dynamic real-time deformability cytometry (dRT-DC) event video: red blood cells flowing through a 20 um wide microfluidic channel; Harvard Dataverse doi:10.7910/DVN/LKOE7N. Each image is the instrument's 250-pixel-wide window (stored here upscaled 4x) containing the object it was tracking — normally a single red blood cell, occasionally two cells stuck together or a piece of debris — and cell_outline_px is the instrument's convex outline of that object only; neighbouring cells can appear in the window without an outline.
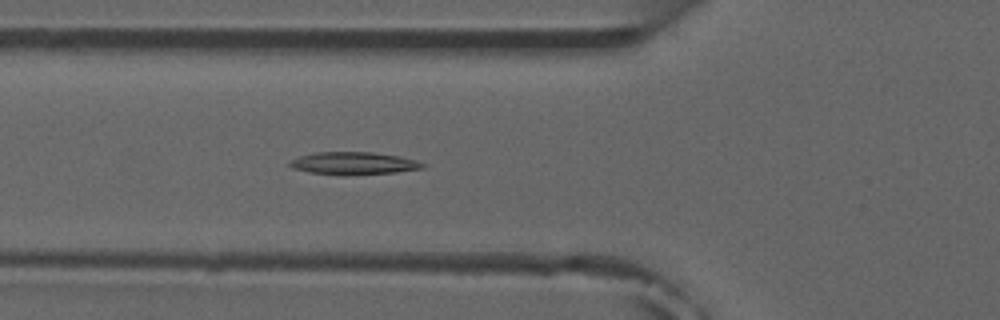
{"species": "common noctule bat (a hibernating species)", "species_latin": "Nyctalus noctula", "temperature_condition": "room temperature", "stored_images_in_passage": 4, "camera_frame_rate_fps": 3000, "um_per_image_px": 0.085, "animal": {"sex": "male", "forearm_length_mm": 52.5}, "frame": {"image": 1, "passage_image": 4, "time_ms": 3.333, "image_size_px": [1000, 320], "cell_outline_px": [[428, 164], [424, 168], [396, 172], [344, 176], [308, 172], [292, 168], [288, 164], [292, 160], [300, 156], [316, 152], [372, 152], [400, 156], [416, 160]], "centroid_in_image_um": [30.09, 13.89], "position_along_channel_um": 95.7, "area_um2": 17.69}}